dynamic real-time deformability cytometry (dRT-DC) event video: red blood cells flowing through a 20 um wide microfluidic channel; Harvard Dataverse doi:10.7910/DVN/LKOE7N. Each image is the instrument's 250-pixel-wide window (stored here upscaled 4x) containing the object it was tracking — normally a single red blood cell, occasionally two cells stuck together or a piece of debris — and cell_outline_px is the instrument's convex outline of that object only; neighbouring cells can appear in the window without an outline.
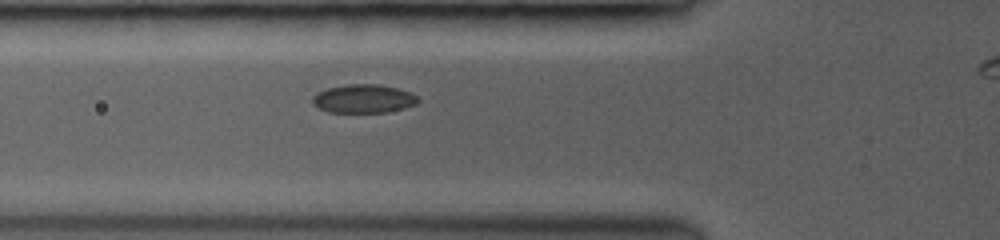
{"species": "common noctule bat (a hibernating species)", "species_latin": "Nyctalus noctula", "temperature_condition": "room temperature", "stored_images_in_passage": 26, "camera_frame_rate_fps": 3500, "um_per_image_px": 0.085, "animal": {"sex": "female", "body_mass_g": 19.0, "forearm_length_mm": 53.3}, "frame": {"image": 1, "passage_image": 4, "time_ms": 0.857, "image_size_px": [1000, 240], "cell_outline_px": [[420, 100], [416, 104], [404, 108], [384, 112], [328, 112], [312, 104], [312, 96], [328, 88], [348, 84], [376, 84], [396, 88], [408, 92], [416, 96]], "centroid_in_image_um": [30.89, 8.39], "position_along_channel_um": 94.9, "area_um2": 17.28}}
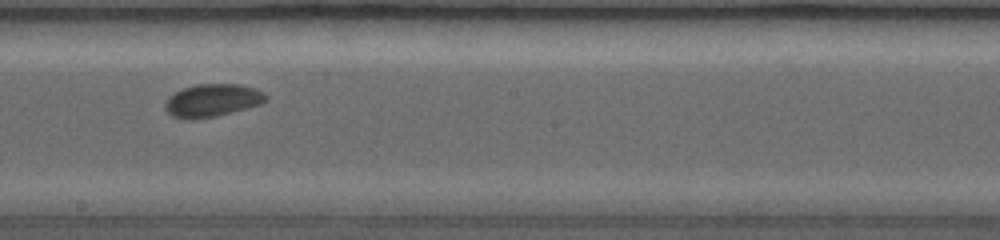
{"frame": {"image": 2, "passage_image": 12, "time_ms": 3.143, "image_size_px": [1000, 240], "cell_outline_px": [[264, 100], [260, 104], [216, 116], [172, 116], [168, 112], [168, 100], [176, 92], [184, 88], [196, 84], [240, 84], [252, 88], [260, 92], [264, 96]], "centroid_in_image_um": [18.09, 8.48], "position_along_channel_um": 230.1, "area_um2": 17.8}}
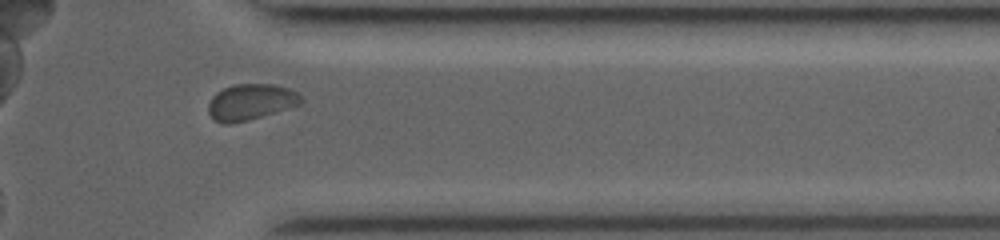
{"frame": {"image": 3, "passage_image": 22, "time_ms": 6.0, "image_size_px": [1000, 240], "cell_outline_px": [[304, 100], [300, 104], [248, 120], [232, 124], [224, 124], [216, 120], [208, 112], [208, 104], [212, 96], [216, 92], [224, 88], [236, 84], [272, 84], [288, 88], [300, 92]], "centroid_in_image_um": [21.32, 8.66], "position_along_channel_um": 390.1, "area_um2": 19.42}}